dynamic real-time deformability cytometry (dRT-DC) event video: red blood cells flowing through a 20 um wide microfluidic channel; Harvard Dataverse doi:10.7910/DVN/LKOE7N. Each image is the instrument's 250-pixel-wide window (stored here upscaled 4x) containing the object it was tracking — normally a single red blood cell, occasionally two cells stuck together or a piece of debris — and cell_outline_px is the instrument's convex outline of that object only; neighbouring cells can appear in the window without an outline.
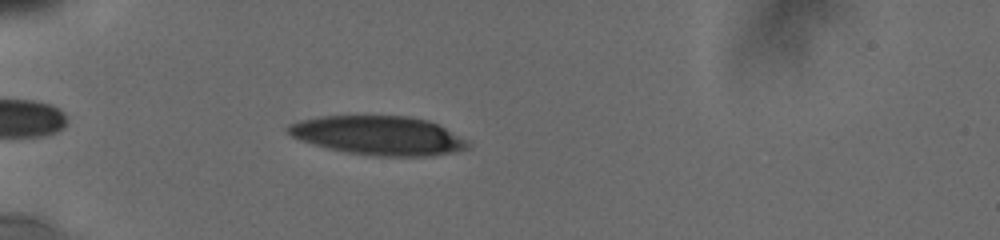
{"species": "human", "species_latin": "Homo sapiens", "temperature_condition": "cold", "stored_images_in_passage": 4, "camera_frame_rate_fps": 3000, "um_per_image_px": 0.085, "donor": {"sex": "male"}, "frame": {"image": 1, "passage_image": 2, "time_ms": 0.667, "image_size_px": [1000, 240], "cell_outline_px": [[472, 144], [468, 148], [456, 152], [424, 156], [388, 156], [348, 152], [328, 148], [300, 140], [292, 136], [284, 128], [288, 124], [300, 120], [320, 116], [408, 116], [428, 120], [468, 140]], "centroid_in_image_um": [32.17, 11.51], "position_along_channel_um": 52.8, "area_um2": 40.58}}